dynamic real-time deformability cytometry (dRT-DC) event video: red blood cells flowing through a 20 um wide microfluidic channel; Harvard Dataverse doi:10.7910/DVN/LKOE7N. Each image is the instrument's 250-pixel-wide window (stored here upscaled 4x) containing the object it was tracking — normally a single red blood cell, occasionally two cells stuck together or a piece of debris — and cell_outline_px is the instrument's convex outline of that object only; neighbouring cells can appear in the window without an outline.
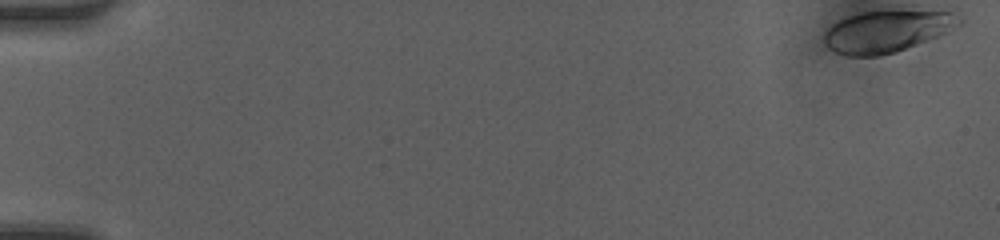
{"species": "human", "species_latin": "Homo sapiens", "temperature_condition": "room temperature", "stored_images_in_passage": 44, "camera_frame_rate_fps": 3000, "um_per_image_px": 0.085, "donor": {"sex": "female"}, "frame": {"image": 1, "passage_image": 1, "time_ms": 0.0, "image_size_px": [1000, 240], "cell_outline_px": [[964, 24], [940, 36], [896, 52], [880, 56], [848, 56], [836, 52], [828, 48], [824, 44], [824, 32], [832, 24], [848, 16], [860, 12], [952, 12], [964, 20]], "centroid_in_image_um": [75.4, 2.69], "position_along_channel_um": 9.6, "area_um2": 32.77}}
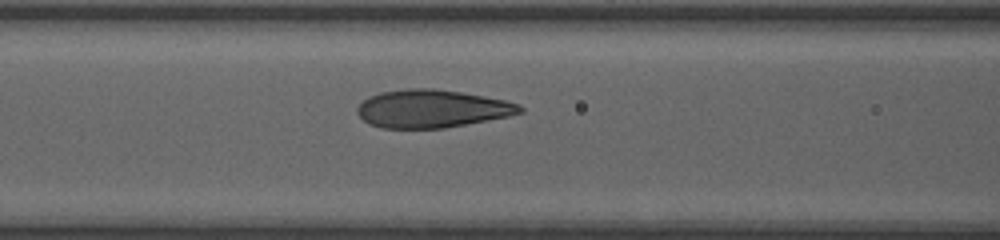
{"frame": {"image": 2, "passage_image": 22, "time_ms": 7.0, "image_size_px": [1000, 240], "cell_outline_px": [[524, 112], [508, 116], [444, 128], [380, 128], [368, 124], [356, 112], [356, 108], [364, 100], [380, 92], [408, 88], [436, 88], [484, 96], [504, 100], [520, 104], [524, 108]], "centroid_in_image_um": [36.71, 9.24], "position_along_channel_um": 129.9, "area_um2": 35.89}}
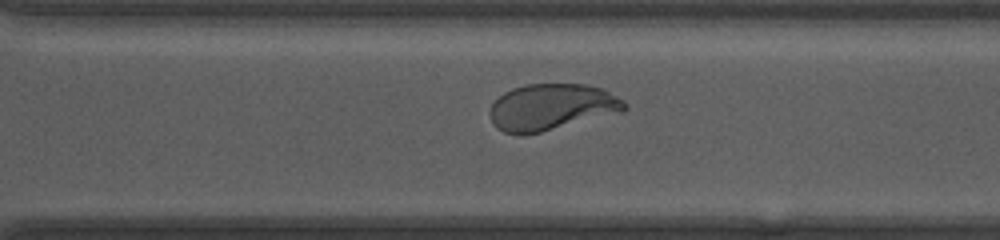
{"frame": {"image": 3, "passage_image": 36, "time_ms": 11.667, "image_size_px": [1000, 240], "cell_outline_px": [[628, 108], [620, 112], [524, 136], [504, 132], [496, 128], [492, 124], [488, 112], [492, 104], [504, 92], [512, 88], [528, 84], [584, 84], [604, 88], [624, 100], [628, 104]], "centroid_in_image_um": [46.86, 9.1], "position_along_channel_um": 323.7, "area_um2": 36.59}, "authors_computed_cell_mechanics": {"area_um2": 35.9516, "velocity_mm_per_s": 4.1717, "shape_relaxation_time_tau1_ms": 3.6274, "shape_relaxation_time_tau2_ms": null, "deformation_change_tau1": 0.1766, "deformation_change_tau2": null}}